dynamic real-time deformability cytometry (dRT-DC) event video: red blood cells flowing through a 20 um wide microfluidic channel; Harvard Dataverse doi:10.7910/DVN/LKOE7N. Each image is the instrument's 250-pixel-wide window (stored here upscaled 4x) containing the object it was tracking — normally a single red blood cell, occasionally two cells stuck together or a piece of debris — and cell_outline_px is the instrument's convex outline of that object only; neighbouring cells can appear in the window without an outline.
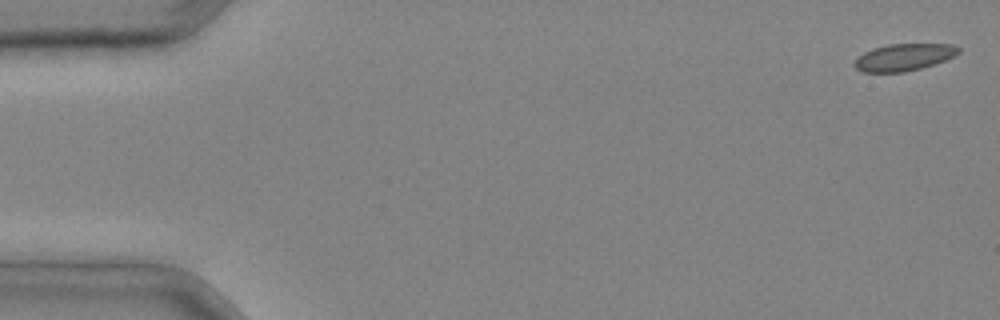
{"species": "common noctule bat (a hibernating species)", "species_latin": "Nyctalus noctula", "temperature_condition": "cold", "stored_images_in_passage": 3, "segment_of_instrument_passage": [2, 2], "camera_frame_rate_fps": 3000, "um_per_image_px": 0.085, "animal": {"sex": "male", "body_mass_g": 20.4}, "frame": {"image": 1, "passage_image": 3, "time_ms": 0.667, "image_size_px": [1000, 320], "cell_outline_px": [[960, 52], [944, 60], [920, 68], [904, 72], [864, 72], [856, 68], [852, 64], [864, 52], [872, 48], [888, 44], [952, 44], [960, 48]], "centroid_in_image_um": [76.8, 4.85], "position_along_channel_um": 8.2, "area_um2": 16.18}}